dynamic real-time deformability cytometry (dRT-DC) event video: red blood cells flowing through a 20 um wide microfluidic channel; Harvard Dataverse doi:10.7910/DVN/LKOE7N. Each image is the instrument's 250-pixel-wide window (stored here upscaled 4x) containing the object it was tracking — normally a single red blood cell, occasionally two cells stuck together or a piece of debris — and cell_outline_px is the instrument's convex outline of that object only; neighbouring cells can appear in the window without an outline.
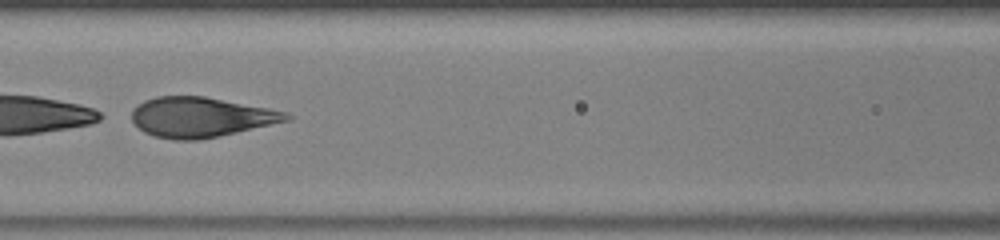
{"species": "human", "species_latin": "Homo sapiens", "temperature_condition": "warm", "stored_images_in_passage": 18, "camera_frame_rate_fps": 3000, "um_per_image_px": 0.085, "donor": {"sex": "male"}, "frame": {"image": 1, "passage_image": 8, "time_ms": 2.333, "image_size_px": [1000, 240], "cell_outline_px": [[292, 116], [288, 120], [236, 132], [196, 140], [176, 140], [152, 136], [144, 132], [132, 120], [132, 108], [144, 100], [156, 96], [204, 96], [268, 108], [288, 112]], "centroid_in_image_um": [17.02, 9.95], "position_along_channel_um": 149.6, "area_um2": 35.72}}
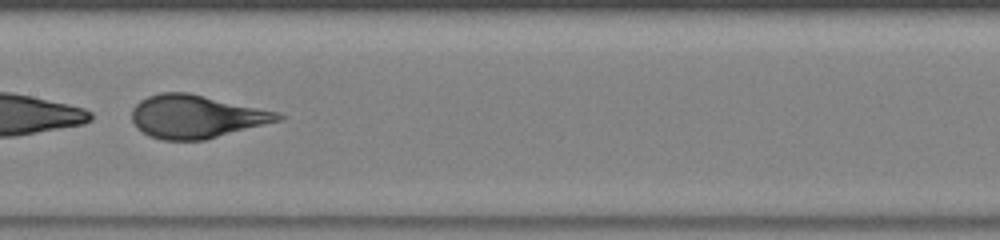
{"frame": {"image": 2, "passage_image": 11, "time_ms": 3.333, "image_size_px": [1000, 240], "cell_outline_px": [[284, 120], [204, 140], [164, 140], [148, 136], [136, 128], [132, 120], [132, 108], [140, 100], [148, 96], [160, 92], [188, 92], [280, 112], [284, 116]], "centroid_in_image_um": [16.69, 9.91], "position_along_channel_um": 190.7, "area_um2": 37.05}}